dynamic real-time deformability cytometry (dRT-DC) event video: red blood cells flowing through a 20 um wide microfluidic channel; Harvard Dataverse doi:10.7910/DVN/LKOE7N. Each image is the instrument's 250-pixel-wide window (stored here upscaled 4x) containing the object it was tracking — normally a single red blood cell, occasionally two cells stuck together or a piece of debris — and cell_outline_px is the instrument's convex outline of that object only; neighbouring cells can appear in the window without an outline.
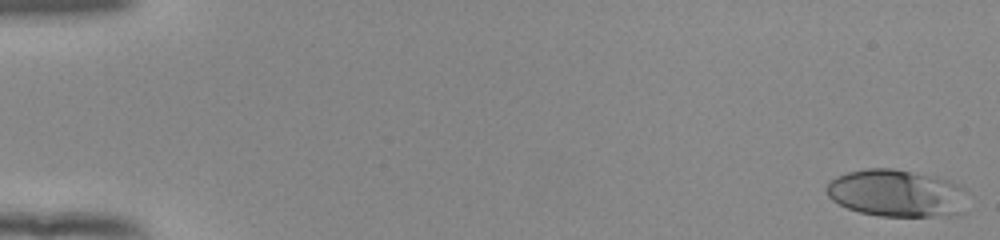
{"species": "human", "species_latin": "Homo sapiens", "temperature_condition": "room temperature", "stored_images_in_passage": 53, "camera_frame_rate_fps": 3000, "um_per_image_px": 0.085, "donor": {"sex": "female"}, "frame": {"image": 1, "passage_image": 1, "time_ms": 0.0, "image_size_px": [1000, 240], "cell_outline_px": [[968, 212], [956, 216], [880, 216], [860, 212], [848, 208], [832, 200], [828, 196], [824, 188], [828, 180], [836, 176], [848, 172], [864, 168], [892, 168], [936, 176], [960, 184], [964, 188]], "centroid_in_image_um": [76.26, 16.43], "position_along_channel_um": 8.7, "area_um2": 39.77}}
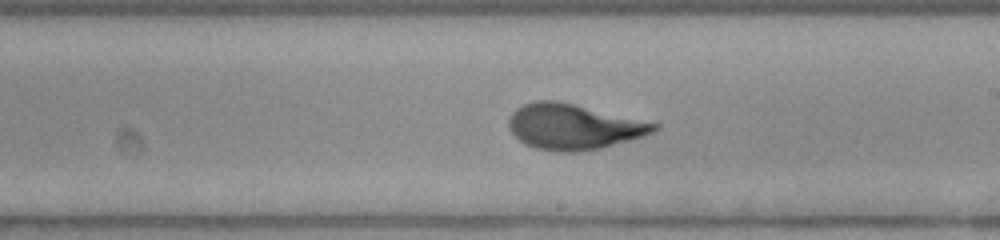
{"frame": {"image": 2, "passage_image": 32, "time_ms": 10.333, "image_size_px": [1000, 240], "cell_outline_px": [[660, 128], [644, 136], [600, 148], [576, 152], [560, 152], [536, 148], [524, 144], [508, 128], [508, 120], [512, 112], [516, 108], [524, 104], [536, 100], [556, 100], [660, 124]], "centroid_in_image_um": [48.73, 10.77], "position_along_channel_um": 240.3, "area_um2": 38.26}}
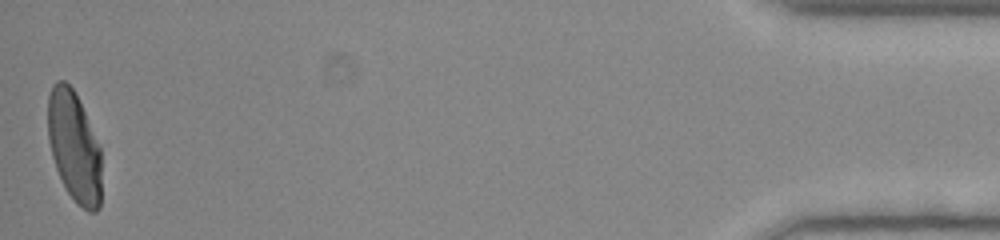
{"frame": {"image": 3, "passage_image": 53, "time_ms": 17.333, "image_size_px": [1000, 240], "cell_outline_px": [[100, 208], [96, 212], [88, 212], [76, 204], [64, 188], [56, 168], [52, 156], [48, 140], [48, 96], [52, 84], [56, 80], [64, 80], [76, 92], [100, 148]], "centroid_in_image_um": [6.29, 12.48], "position_along_channel_um": 428.9, "area_um2": 34.74}, "authors_computed_cell_mechanics": {"area_um2": 37.281, "velocity_mm_per_s": 3.9186, "shape_relaxation_time_tau1_ms": 4.8025, "shape_relaxation_time_tau2_ms": null, "deformation_change_tau1": 0.2184, "deformation_change_tau2": null}}